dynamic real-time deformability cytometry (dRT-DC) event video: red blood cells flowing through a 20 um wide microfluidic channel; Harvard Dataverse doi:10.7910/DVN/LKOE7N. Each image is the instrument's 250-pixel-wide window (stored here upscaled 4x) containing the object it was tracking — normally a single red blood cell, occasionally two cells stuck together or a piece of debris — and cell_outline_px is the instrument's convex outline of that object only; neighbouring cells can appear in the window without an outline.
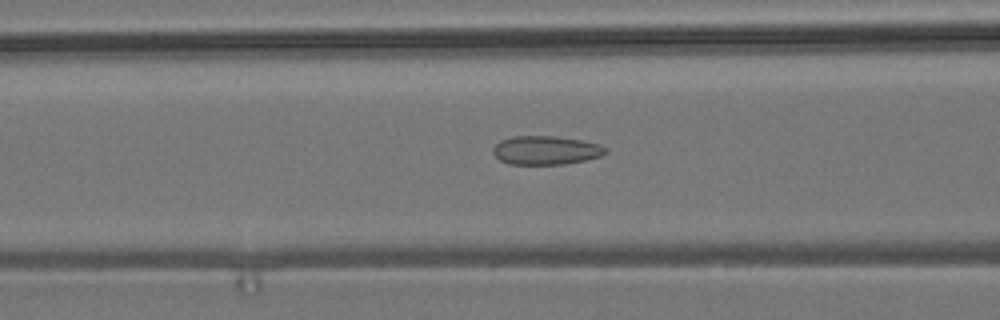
{"species": "common noctule bat (a hibernating species)", "species_latin": "Nyctalus noctula", "temperature_condition": "room temperature", "stored_images_in_passage": 47, "camera_frame_rate_fps": 3000, "um_per_image_px": 0.085, "animal": {"sex": "male", "body_mass_g": 19.2, "forearm_length_mm": 51.8}, "frame": {"image": 1, "passage_image": 21, "time_ms": 6.667, "image_size_px": [1000, 320], "cell_outline_px": [[608, 152], [600, 156], [584, 160], [564, 164], [508, 164], [500, 160], [492, 152], [492, 148], [500, 140], [512, 136], [556, 136], [580, 140], [600, 144]], "centroid_in_image_um": [46.36, 12.77], "position_along_channel_um": 120.2, "area_um2": 18.79}}
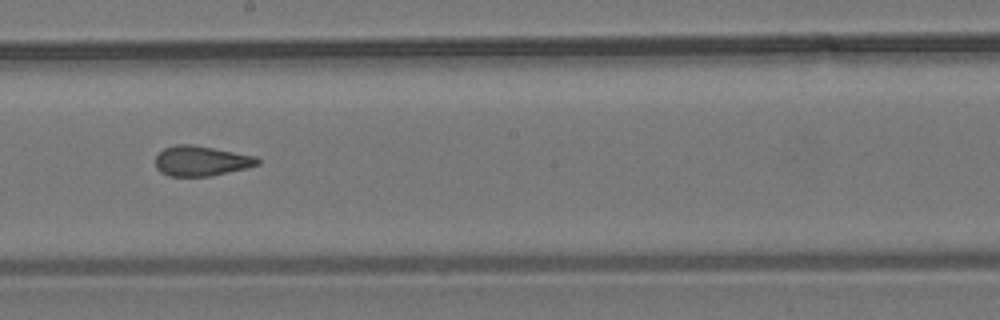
{"frame": {"image": 2, "passage_image": 30, "time_ms": 9.667, "image_size_px": [1000, 320], "cell_outline_px": [[260, 164], [248, 168], [212, 176], [168, 176], [160, 172], [156, 168], [156, 156], [164, 148], [176, 144], [192, 144], [256, 156], [260, 160]], "centroid_in_image_um": [17.11, 13.68], "position_along_channel_um": 231.1, "area_um2": 18.03}}
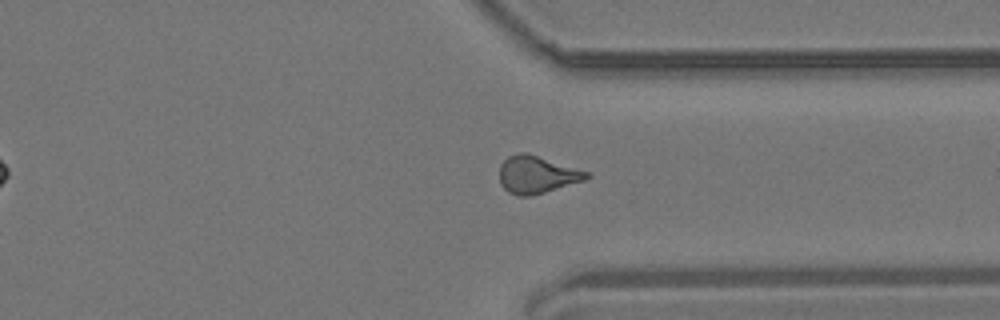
{"frame": {"image": 3, "passage_image": 41, "time_ms": 13.333, "image_size_px": [1000, 320], "cell_outline_px": [[592, 176], [584, 180], [532, 196], [516, 196], [508, 192], [500, 184], [500, 164], [508, 156], [520, 152], [528, 152], [588, 172]], "centroid_in_image_um": [45.61, 14.84], "position_along_channel_um": 365.8, "area_um2": 19.02}, "authors_computed_cell_mechanics": {"area_um2": 18.8428, "velocity_mm_per_s": 3.6923, "shape_relaxation_time_tau1_ms": null, "shape_relaxation_time_tau2_ms": 2.1572, "deformation_change_tau1": null, "deformation_change_tau2": 0.0864}}